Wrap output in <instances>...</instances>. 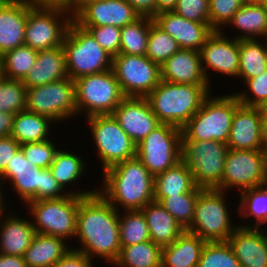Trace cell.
<instances>
[{"instance_id": "6da1fadb", "label": "cell", "mask_w": 267, "mask_h": 267, "mask_svg": "<svg viewBox=\"0 0 267 267\" xmlns=\"http://www.w3.org/2000/svg\"><path fill=\"white\" fill-rule=\"evenodd\" d=\"M75 236L83 246L74 250L90 259L96 255L114 263L121 249L119 211L99 192L84 197L78 208Z\"/></svg>"}, {"instance_id": "7a4b0ae2", "label": "cell", "mask_w": 267, "mask_h": 267, "mask_svg": "<svg viewBox=\"0 0 267 267\" xmlns=\"http://www.w3.org/2000/svg\"><path fill=\"white\" fill-rule=\"evenodd\" d=\"M103 175L104 188L98 192L116 210L117 203L124 211H133L154 201V176L137 156L106 169Z\"/></svg>"}, {"instance_id": "3957f363", "label": "cell", "mask_w": 267, "mask_h": 267, "mask_svg": "<svg viewBox=\"0 0 267 267\" xmlns=\"http://www.w3.org/2000/svg\"><path fill=\"white\" fill-rule=\"evenodd\" d=\"M209 86L161 80L146 98L160 123L182 129L209 97Z\"/></svg>"}, {"instance_id": "277c9868", "label": "cell", "mask_w": 267, "mask_h": 267, "mask_svg": "<svg viewBox=\"0 0 267 267\" xmlns=\"http://www.w3.org/2000/svg\"><path fill=\"white\" fill-rule=\"evenodd\" d=\"M240 104L235 93L215 98L207 97L201 108L182 128V140H217L227 143L232 119Z\"/></svg>"}, {"instance_id": "5b68a950", "label": "cell", "mask_w": 267, "mask_h": 267, "mask_svg": "<svg viewBox=\"0 0 267 267\" xmlns=\"http://www.w3.org/2000/svg\"><path fill=\"white\" fill-rule=\"evenodd\" d=\"M69 78L101 73L112 69L113 56L105 51L93 35L73 20L62 43Z\"/></svg>"}, {"instance_id": "8992f818", "label": "cell", "mask_w": 267, "mask_h": 267, "mask_svg": "<svg viewBox=\"0 0 267 267\" xmlns=\"http://www.w3.org/2000/svg\"><path fill=\"white\" fill-rule=\"evenodd\" d=\"M67 12L63 3H34L29 0L24 45L36 51L62 46L69 23L72 21ZM64 15L68 16L64 21L58 18H63Z\"/></svg>"}, {"instance_id": "52a82bcc", "label": "cell", "mask_w": 267, "mask_h": 267, "mask_svg": "<svg viewBox=\"0 0 267 267\" xmlns=\"http://www.w3.org/2000/svg\"><path fill=\"white\" fill-rule=\"evenodd\" d=\"M228 151L227 144L217 140H181V160L190 169L195 185L202 189L221 185Z\"/></svg>"}, {"instance_id": "ba28073f", "label": "cell", "mask_w": 267, "mask_h": 267, "mask_svg": "<svg viewBox=\"0 0 267 267\" xmlns=\"http://www.w3.org/2000/svg\"><path fill=\"white\" fill-rule=\"evenodd\" d=\"M77 113L87 117L112 115L125 98L113 70L86 75L74 80Z\"/></svg>"}, {"instance_id": "9c48e42d", "label": "cell", "mask_w": 267, "mask_h": 267, "mask_svg": "<svg viewBox=\"0 0 267 267\" xmlns=\"http://www.w3.org/2000/svg\"><path fill=\"white\" fill-rule=\"evenodd\" d=\"M224 196L226 197L221 190L203 189L198 194L194 217L186 231L206 242L227 241L236 226H231Z\"/></svg>"}, {"instance_id": "30bf717a", "label": "cell", "mask_w": 267, "mask_h": 267, "mask_svg": "<svg viewBox=\"0 0 267 267\" xmlns=\"http://www.w3.org/2000/svg\"><path fill=\"white\" fill-rule=\"evenodd\" d=\"M84 197L68 194L59 199L29 201L27 204L35 217V233L59 237L76 235L77 213Z\"/></svg>"}, {"instance_id": "8fae6325", "label": "cell", "mask_w": 267, "mask_h": 267, "mask_svg": "<svg viewBox=\"0 0 267 267\" xmlns=\"http://www.w3.org/2000/svg\"><path fill=\"white\" fill-rule=\"evenodd\" d=\"M182 129L161 123L136 146V156L155 177L181 161Z\"/></svg>"}, {"instance_id": "7c38bea8", "label": "cell", "mask_w": 267, "mask_h": 267, "mask_svg": "<svg viewBox=\"0 0 267 267\" xmlns=\"http://www.w3.org/2000/svg\"><path fill=\"white\" fill-rule=\"evenodd\" d=\"M26 111L49 117L53 122L76 115L75 83L65 79L26 89Z\"/></svg>"}, {"instance_id": "4fadbf2b", "label": "cell", "mask_w": 267, "mask_h": 267, "mask_svg": "<svg viewBox=\"0 0 267 267\" xmlns=\"http://www.w3.org/2000/svg\"><path fill=\"white\" fill-rule=\"evenodd\" d=\"M98 149L103 172L136 156V144L120 127L113 115H96L86 118Z\"/></svg>"}, {"instance_id": "5bb4252c", "label": "cell", "mask_w": 267, "mask_h": 267, "mask_svg": "<svg viewBox=\"0 0 267 267\" xmlns=\"http://www.w3.org/2000/svg\"><path fill=\"white\" fill-rule=\"evenodd\" d=\"M112 70L125 97H146L161 81L160 65L146 55L119 53Z\"/></svg>"}, {"instance_id": "9a60e30c", "label": "cell", "mask_w": 267, "mask_h": 267, "mask_svg": "<svg viewBox=\"0 0 267 267\" xmlns=\"http://www.w3.org/2000/svg\"><path fill=\"white\" fill-rule=\"evenodd\" d=\"M267 184L266 150L229 149L221 185L217 190L238 187L240 191ZM225 189V190H224Z\"/></svg>"}, {"instance_id": "2e32d148", "label": "cell", "mask_w": 267, "mask_h": 267, "mask_svg": "<svg viewBox=\"0 0 267 267\" xmlns=\"http://www.w3.org/2000/svg\"><path fill=\"white\" fill-rule=\"evenodd\" d=\"M112 115L136 145L161 124L146 97H125Z\"/></svg>"}, {"instance_id": "e0dca14e", "label": "cell", "mask_w": 267, "mask_h": 267, "mask_svg": "<svg viewBox=\"0 0 267 267\" xmlns=\"http://www.w3.org/2000/svg\"><path fill=\"white\" fill-rule=\"evenodd\" d=\"M140 18L126 0H100L87 4L72 20L79 26L124 27Z\"/></svg>"}, {"instance_id": "ac0fdd59", "label": "cell", "mask_w": 267, "mask_h": 267, "mask_svg": "<svg viewBox=\"0 0 267 267\" xmlns=\"http://www.w3.org/2000/svg\"><path fill=\"white\" fill-rule=\"evenodd\" d=\"M222 34L220 31H213L199 50L202 69L207 80L209 76L207 67L228 76L238 77L239 40L234 38L229 40Z\"/></svg>"}, {"instance_id": "d6986e66", "label": "cell", "mask_w": 267, "mask_h": 267, "mask_svg": "<svg viewBox=\"0 0 267 267\" xmlns=\"http://www.w3.org/2000/svg\"><path fill=\"white\" fill-rule=\"evenodd\" d=\"M226 144L229 149L234 150L265 149L259 107H248L240 104L236 108Z\"/></svg>"}, {"instance_id": "ffe728a7", "label": "cell", "mask_w": 267, "mask_h": 267, "mask_svg": "<svg viewBox=\"0 0 267 267\" xmlns=\"http://www.w3.org/2000/svg\"><path fill=\"white\" fill-rule=\"evenodd\" d=\"M227 241L241 267H267V234L264 231L240 225Z\"/></svg>"}, {"instance_id": "44dd1931", "label": "cell", "mask_w": 267, "mask_h": 267, "mask_svg": "<svg viewBox=\"0 0 267 267\" xmlns=\"http://www.w3.org/2000/svg\"><path fill=\"white\" fill-rule=\"evenodd\" d=\"M153 20L177 41L180 49L199 51L213 32L207 24L190 21L174 11L159 13Z\"/></svg>"}, {"instance_id": "7402d4cb", "label": "cell", "mask_w": 267, "mask_h": 267, "mask_svg": "<svg viewBox=\"0 0 267 267\" xmlns=\"http://www.w3.org/2000/svg\"><path fill=\"white\" fill-rule=\"evenodd\" d=\"M29 0H0V56L24 45Z\"/></svg>"}, {"instance_id": "603a6c76", "label": "cell", "mask_w": 267, "mask_h": 267, "mask_svg": "<svg viewBox=\"0 0 267 267\" xmlns=\"http://www.w3.org/2000/svg\"><path fill=\"white\" fill-rule=\"evenodd\" d=\"M161 80L193 85H209L204 75L200 53L196 50L180 49L160 65Z\"/></svg>"}, {"instance_id": "cb8c5ba5", "label": "cell", "mask_w": 267, "mask_h": 267, "mask_svg": "<svg viewBox=\"0 0 267 267\" xmlns=\"http://www.w3.org/2000/svg\"><path fill=\"white\" fill-rule=\"evenodd\" d=\"M41 170L42 168L27 161L23 151L19 149L0 174V178L11 180L15 191L27 203L40 200Z\"/></svg>"}, {"instance_id": "d4e9b609", "label": "cell", "mask_w": 267, "mask_h": 267, "mask_svg": "<svg viewBox=\"0 0 267 267\" xmlns=\"http://www.w3.org/2000/svg\"><path fill=\"white\" fill-rule=\"evenodd\" d=\"M69 77L63 46L38 51L35 64L22 81L27 88L42 86Z\"/></svg>"}, {"instance_id": "484cf974", "label": "cell", "mask_w": 267, "mask_h": 267, "mask_svg": "<svg viewBox=\"0 0 267 267\" xmlns=\"http://www.w3.org/2000/svg\"><path fill=\"white\" fill-rule=\"evenodd\" d=\"M146 218L151 240L161 247L172 244L185 229L157 201H151L141 209Z\"/></svg>"}, {"instance_id": "4316f807", "label": "cell", "mask_w": 267, "mask_h": 267, "mask_svg": "<svg viewBox=\"0 0 267 267\" xmlns=\"http://www.w3.org/2000/svg\"><path fill=\"white\" fill-rule=\"evenodd\" d=\"M206 241L186 230L162 249L161 267H198Z\"/></svg>"}, {"instance_id": "83f0119b", "label": "cell", "mask_w": 267, "mask_h": 267, "mask_svg": "<svg viewBox=\"0 0 267 267\" xmlns=\"http://www.w3.org/2000/svg\"><path fill=\"white\" fill-rule=\"evenodd\" d=\"M14 216L0 224V254L23 256L36 233L31 221Z\"/></svg>"}, {"instance_id": "f1b7e54d", "label": "cell", "mask_w": 267, "mask_h": 267, "mask_svg": "<svg viewBox=\"0 0 267 267\" xmlns=\"http://www.w3.org/2000/svg\"><path fill=\"white\" fill-rule=\"evenodd\" d=\"M64 239L36 233L23 257L27 267H52L70 249Z\"/></svg>"}, {"instance_id": "f546056e", "label": "cell", "mask_w": 267, "mask_h": 267, "mask_svg": "<svg viewBox=\"0 0 267 267\" xmlns=\"http://www.w3.org/2000/svg\"><path fill=\"white\" fill-rule=\"evenodd\" d=\"M196 187L190 169L182 160L154 177V197L181 195Z\"/></svg>"}, {"instance_id": "4dcf8cb0", "label": "cell", "mask_w": 267, "mask_h": 267, "mask_svg": "<svg viewBox=\"0 0 267 267\" xmlns=\"http://www.w3.org/2000/svg\"><path fill=\"white\" fill-rule=\"evenodd\" d=\"M49 117L22 111L15 114L11 136L20 144L43 142L48 140ZM48 132V133H47Z\"/></svg>"}, {"instance_id": "1f68e13d", "label": "cell", "mask_w": 267, "mask_h": 267, "mask_svg": "<svg viewBox=\"0 0 267 267\" xmlns=\"http://www.w3.org/2000/svg\"><path fill=\"white\" fill-rule=\"evenodd\" d=\"M228 24L245 33L235 39H256L255 36L267 38V10L260 3H244Z\"/></svg>"}, {"instance_id": "d6a6232c", "label": "cell", "mask_w": 267, "mask_h": 267, "mask_svg": "<svg viewBox=\"0 0 267 267\" xmlns=\"http://www.w3.org/2000/svg\"><path fill=\"white\" fill-rule=\"evenodd\" d=\"M162 249L152 240L121 246L119 256L113 264L119 267H161Z\"/></svg>"}, {"instance_id": "836d02e7", "label": "cell", "mask_w": 267, "mask_h": 267, "mask_svg": "<svg viewBox=\"0 0 267 267\" xmlns=\"http://www.w3.org/2000/svg\"><path fill=\"white\" fill-rule=\"evenodd\" d=\"M265 44L262 45L255 39L239 40L238 77H242L244 82L266 71L267 43Z\"/></svg>"}, {"instance_id": "e575fe53", "label": "cell", "mask_w": 267, "mask_h": 267, "mask_svg": "<svg viewBox=\"0 0 267 267\" xmlns=\"http://www.w3.org/2000/svg\"><path fill=\"white\" fill-rule=\"evenodd\" d=\"M38 51L22 45L0 56L1 76L23 81L37 60Z\"/></svg>"}, {"instance_id": "d590c367", "label": "cell", "mask_w": 267, "mask_h": 267, "mask_svg": "<svg viewBox=\"0 0 267 267\" xmlns=\"http://www.w3.org/2000/svg\"><path fill=\"white\" fill-rule=\"evenodd\" d=\"M152 21L153 18L140 17L122 27L119 53L144 56Z\"/></svg>"}, {"instance_id": "8d00e7d4", "label": "cell", "mask_w": 267, "mask_h": 267, "mask_svg": "<svg viewBox=\"0 0 267 267\" xmlns=\"http://www.w3.org/2000/svg\"><path fill=\"white\" fill-rule=\"evenodd\" d=\"M202 190V188L196 187L193 191L181 195L154 197V201L159 202L176 219L180 226L187 230L194 217L198 194Z\"/></svg>"}, {"instance_id": "74e56055", "label": "cell", "mask_w": 267, "mask_h": 267, "mask_svg": "<svg viewBox=\"0 0 267 267\" xmlns=\"http://www.w3.org/2000/svg\"><path fill=\"white\" fill-rule=\"evenodd\" d=\"M121 246H129L151 240L146 218L141 210L125 211L119 215Z\"/></svg>"}, {"instance_id": "f35d334b", "label": "cell", "mask_w": 267, "mask_h": 267, "mask_svg": "<svg viewBox=\"0 0 267 267\" xmlns=\"http://www.w3.org/2000/svg\"><path fill=\"white\" fill-rule=\"evenodd\" d=\"M84 165L81 157L68 151L57 150L49 169L60 187L64 190V187L69 183L78 180L82 176L85 169Z\"/></svg>"}, {"instance_id": "ab89813d", "label": "cell", "mask_w": 267, "mask_h": 267, "mask_svg": "<svg viewBox=\"0 0 267 267\" xmlns=\"http://www.w3.org/2000/svg\"><path fill=\"white\" fill-rule=\"evenodd\" d=\"M180 50L177 41L161 29L154 20L150 24L146 56L159 65Z\"/></svg>"}, {"instance_id": "60d3db41", "label": "cell", "mask_w": 267, "mask_h": 267, "mask_svg": "<svg viewBox=\"0 0 267 267\" xmlns=\"http://www.w3.org/2000/svg\"><path fill=\"white\" fill-rule=\"evenodd\" d=\"M267 184L241 191L242 196L239 203L241 216H254L257 220L255 228L267 223Z\"/></svg>"}, {"instance_id": "b9f144b4", "label": "cell", "mask_w": 267, "mask_h": 267, "mask_svg": "<svg viewBox=\"0 0 267 267\" xmlns=\"http://www.w3.org/2000/svg\"><path fill=\"white\" fill-rule=\"evenodd\" d=\"M26 110V87L22 81L0 76V112L17 114Z\"/></svg>"}, {"instance_id": "7bdbcfd3", "label": "cell", "mask_w": 267, "mask_h": 267, "mask_svg": "<svg viewBox=\"0 0 267 267\" xmlns=\"http://www.w3.org/2000/svg\"><path fill=\"white\" fill-rule=\"evenodd\" d=\"M198 267H241L228 241L206 242Z\"/></svg>"}, {"instance_id": "ee69618b", "label": "cell", "mask_w": 267, "mask_h": 267, "mask_svg": "<svg viewBox=\"0 0 267 267\" xmlns=\"http://www.w3.org/2000/svg\"><path fill=\"white\" fill-rule=\"evenodd\" d=\"M243 4L242 0H209L210 28L220 31L221 25H228Z\"/></svg>"}, {"instance_id": "f6af8a7d", "label": "cell", "mask_w": 267, "mask_h": 267, "mask_svg": "<svg viewBox=\"0 0 267 267\" xmlns=\"http://www.w3.org/2000/svg\"><path fill=\"white\" fill-rule=\"evenodd\" d=\"M20 149L23 151L27 161L42 169H47L51 166L57 152L55 145L50 140L24 143Z\"/></svg>"}, {"instance_id": "bcb514c9", "label": "cell", "mask_w": 267, "mask_h": 267, "mask_svg": "<svg viewBox=\"0 0 267 267\" xmlns=\"http://www.w3.org/2000/svg\"><path fill=\"white\" fill-rule=\"evenodd\" d=\"M87 29L97 43L110 55L116 56L120 50L121 28L113 25L80 26Z\"/></svg>"}, {"instance_id": "7dc6e473", "label": "cell", "mask_w": 267, "mask_h": 267, "mask_svg": "<svg viewBox=\"0 0 267 267\" xmlns=\"http://www.w3.org/2000/svg\"><path fill=\"white\" fill-rule=\"evenodd\" d=\"M173 11L190 21L210 27L209 0H178Z\"/></svg>"}, {"instance_id": "c3c4849f", "label": "cell", "mask_w": 267, "mask_h": 267, "mask_svg": "<svg viewBox=\"0 0 267 267\" xmlns=\"http://www.w3.org/2000/svg\"><path fill=\"white\" fill-rule=\"evenodd\" d=\"M246 85H248V89L250 93L254 95L251 99L246 93H236L239 102L242 105L248 107H260L262 103L267 99V69L265 72L260 75L249 78L246 81Z\"/></svg>"}, {"instance_id": "681fc988", "label": "cell", "mask_w": 267, "mask_h": 267, "mask_svg": "<svg viewBox=\"0 0 267 267\" xmlns=\"http://www.w3.org/2000/svg\"><path fill=\"white\" fill-rule=\"evenodd\" d=\"M62 188L60 187V185L58 184V182L56 181V179L54 178V176L52 175L51 171L49 168L47 169H42L41 170V181H40V200H50V199H59L62 198L68 194L71 195H76V196H82V197H86L89 195H92L96 192H98V190L96 191H86L85 192H66L64 194H61L60 192H62Z\"/></svg>"}, {"instance_id": "f907efd6", "label": "cell", "mask_w": 267, "mask_h": 267, "mask_svg": "<svg viewBox=\"0 0 267 267\" xmlns=\"http://www.w3.org/2000/svg\"><path fill=\"white\" fill-rule=\"evenodd\" d=\"M20 147L21 145L11 135L0 137V174L6 169L7 164Z\"/></svg>"}, {"instance_id": "816d5d0a", "label": "cell", "mask_w": 267, "mask_h": 267, "mask_svg": "<svg viewBox=\"0 0 267 267\" xmlns=\"http://www.w3.org/2000/svg\"><path fill=\"white\" fill-rule=\"evenodd\" d=\"M91 260L86 254L70 249L52 267H92Z\"/></svg>"}, {"instance_id": "f5cc1de1", "label": "cell", "mask_w": 267, "mask_h": 267, "mask_svg": "<svg viewBox=\"0 0 267 267\" xmlns=\"http://www.w3.org/2000/svg\"><path fill=\"white\" fill-rule=\"evenodd\" d=\"M140 17L154 18L156 16L157 0H126Z\"/></svg>"}, {"instance_id": "db71d44e", "label": "cell", "mask_w": 267, "mask_h": 267, "mask_svg": "<svg viewBox=\"0 0 267 267\" xmlns=\"http://www.w3.org/2000/svg\"><path fill=\"white\" fill-rule=\"evenodd\" d=\"M15 114L0 112V137L10 136Z\"/></svg>"}, {"instance_id": "11a10c76", "label": "cell", "mask_w": 267, "mask_h": 267, "mask_svg": "<svg viewBox=\"0 0 267 267\" xmlns=\"http://www.w3.org/2000/svg\"><path fill=\"white\" fill-rule=\"evenodd\" d=\"M0 267H27L23 256L0 254Z\"/></svg>"}, {"instance_id": "9f6ffc18", "label": "cell", "mask_w": 267, "mask_h": 267, "mask_svg": "<svg viewBox=\"0 0 267 267\" xmlns=\"http://www.w3.org/2000/svg\"><path fill=\"white\" fill-rule=\"evenodd\" d=\"M100 1V0H65L63 3L64 8L70 13L72 11V14L69 16L72 18L87 4Z\"/></svg>"}, {"instance_id": "6f0895ef", "label": "cell", "mask_w": 267, "mask_h": 267, "mask_svg": "<svg viewBox=\"0 0 267 267\" xmlns=\"http://www.w3.org/2000/svg\"><path fill=\"white\" fill-rule=\"evenodd\" d=\"M178 0H157L156 15L166 11H173Z\"/></svg>"}, {"instance_id": "680465c9", "label": "cell", "mask_w": 267, "mask_h": 267, "mask_svg": "<svg viewBox=\"0 0 267 267\" xmlns=\"http://www.w3.org/2000/svg\"><path fill=\"white\" fill-rule=\"evenodd\" d=\"M262 138L265 150L267 149V112H261Z\"/></svg>"}, {"instance_id": "91938a15", "label": "cell", "mask_w": 267, "mask_h": 267, "mask_svg": "<svg viewBox=\"0 0 267 267\" xmlns=\"http://www.w3.org/2000/svg\"><path fill=\"white\" fill-rule=\"evenodd\" d=\"M34 3H64L65 0H30Z\"/></svg>"}, {"instance_id": "94428289", "label": "cell", "mask_w": 267, "mask_h": 267, "mask_svg": "<svg viewBox=\"0 0 267 267\" xmlns=\"http://www.w3.org/2000/svg\"><path fill=\"white\" fill-rule=\"evenodd\" d=\"M3 195H2V192H1V189H0V218H1V216H2V214H3V210H4V206H2V202H3Z\"/></svg>"}, {"instance_id": "6125c7cd", "label": "cell", "mask_w": 267, "mask_h": 267, "mask_svg": "<svg viewBox=\"0 0 267 267\" xmlns=\"http://www.w3.org/2000/svg\"><path fill=\"white\" fill-rule=\"evenodd\" d=\"M259 109L261 112H267V99L262 103Z\"/></svg>"}, {"instance_id": "be15d7a7", "label": "cell", "mask_w": 267, "mask_h": 267, "mask_svg": "<svg viewBox=\"0 0 267 267\" xmlns=\"http://www.w3.org/2000/svg\"><path fill=\"white\" fill-rule=\"evenodd\" d=\"M243 3H250V4H254V3H260L261 0H242Z\"/></svg>"}, {"instance_id": "e7e4bbea", "label": "cell", "mask_w": 267, "mask_h": 267, "mask_svg": "<svg viewBox=\"0 0 267 267\" xmlns=\"http://www.w3.org/2000/svg\"><path fill=\"white\" fill-rule=\"evenodd\" d=\"M260 4L267 10V0H261Z\"/></svg>"}]
</instances>
